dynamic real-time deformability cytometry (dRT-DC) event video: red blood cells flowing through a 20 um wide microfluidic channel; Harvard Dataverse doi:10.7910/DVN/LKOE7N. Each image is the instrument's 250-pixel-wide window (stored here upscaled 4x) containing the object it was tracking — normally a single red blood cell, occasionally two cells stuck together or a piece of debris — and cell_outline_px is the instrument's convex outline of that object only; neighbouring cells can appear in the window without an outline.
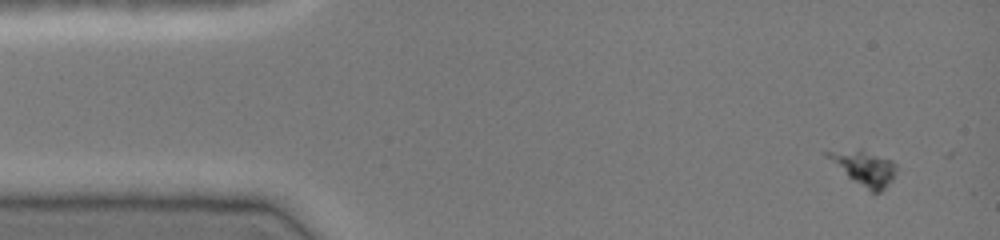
{"species": "common noctule bat (a hibernating species)", "species_latin": "Nyctalus noctula", "temperature_condition": "cold", "stored_images_in_passage": 7, "camera_frame_rate_fps": 3000, "um_per_image_px": 0.085, "animal": {"sex": "female", "body_mass_g": 19.0, "forearm_length_mm": 51.5}, "frame": {"image": 1, "passage_image": 1, "time_ms": 0.0, "image_size_px": [1000, 240], "cell_outline_px": [[896, 168], [892, 180], [880, 192], [872, 192], [852, 180], [824, 156], [824, 152], [860, 148], [892, 160], [896, 164]], "centroid_in_image_um": [73.44, 14.24], "position_along_channel_um": 11.6, "area_um2": 13.81}}